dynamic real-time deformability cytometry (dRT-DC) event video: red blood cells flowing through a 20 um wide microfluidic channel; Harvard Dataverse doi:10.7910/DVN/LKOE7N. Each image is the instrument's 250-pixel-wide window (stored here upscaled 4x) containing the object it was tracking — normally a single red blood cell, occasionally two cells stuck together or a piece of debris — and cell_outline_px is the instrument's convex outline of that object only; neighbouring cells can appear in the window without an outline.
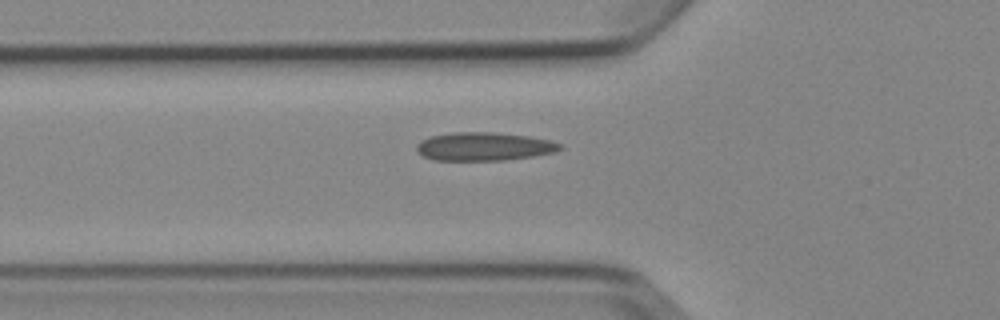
{"species": "Egyptian fruit bat (a non-hibernating species)", "species_latin": "Rousettus aegyptiacus", "temperature_condition": "cold", "stored_images_in_passage": 5, "camera_frame_rate_fps": 3000, "um_per_image_px": 0.085, "animal": {"sex": "female"}, "frame": {"image": 1, "passage_image": 5, "time_ms": 5.333, "image_size_px": [1000, 320], "cell_outline_px": [[564, 148], [556, 152], [532, 156], [504, 160], [432, 160], [416, 152], [416, 144], [420, 140], [428, 136], [452, 132], [492, 132], [528, 136], [548, 140], [564, 144]], "centroid_in_image_um": [41.12, 12.45], "position_along_channel_um": 84.7, "area_um2": 23.93}}